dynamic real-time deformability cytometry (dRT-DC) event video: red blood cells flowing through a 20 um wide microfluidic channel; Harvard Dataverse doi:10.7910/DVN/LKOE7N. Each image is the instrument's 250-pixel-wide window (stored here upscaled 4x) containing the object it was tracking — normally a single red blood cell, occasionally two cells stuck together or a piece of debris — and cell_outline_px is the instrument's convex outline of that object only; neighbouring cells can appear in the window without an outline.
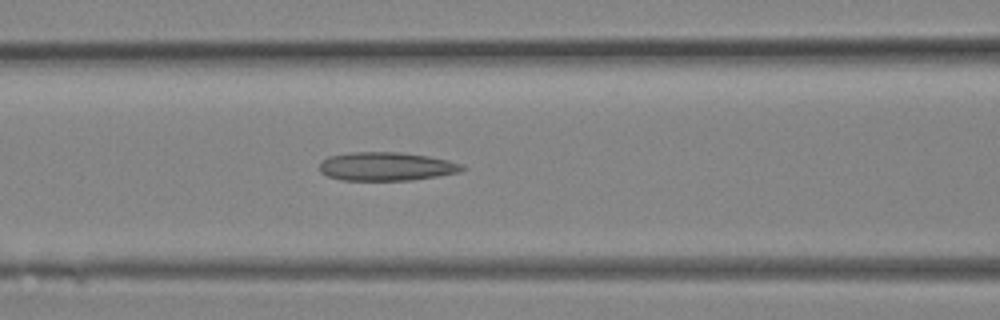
{"species": "Egyptian fruit bat (a non-hibernating species)", "species_latin": "Rousettus aegyptiacus", "temperature_condition": "room temperature", "stored_images_in_passage": 13, "camera_frame_rate_fps": 3000, "um_per_image_px": 0.085, "animal": {"sex": "female"}, "frame": {"image": 1, "passage_image": 11, "time_ms": 3.333, "image_size_px": [1000, 320], "cell_outline_px": [[468, 168], [460, 172], [412, 180], [340, 180], [328, 176], [320, 172], [320, 164], [328, 156], [352, 152], [400, 152], [428, 156], [448, 160], [460, 164]], "centroid_in_image_um": [32.84, 14.15], "position_along_channel_um": 133.8, "area_um2": 23.7}}
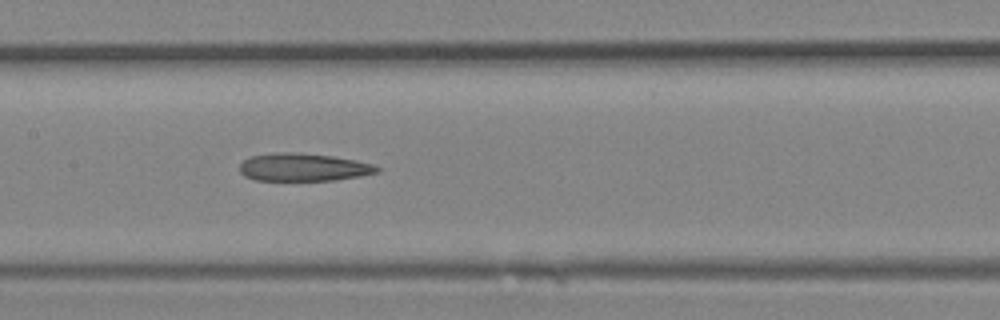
{"frame": {"image": 2, "passage_image": 13, "time_ms": 4.0, "image_size_px": [1000, 320], "cell_outline_px": [[380, 172], [360, 176], [336, 180], [256, 180], [244, 176], [240, 172], [240, 164], [244, 160], [252, 156], [280, 152], [300, 152], [332, 156], [356, 160], [376, 164], [380, 168]], "centroid_in_image_um": [25.84, 14.21], "position_along_channel_um": 181.6, "area_um2": 22.37}}